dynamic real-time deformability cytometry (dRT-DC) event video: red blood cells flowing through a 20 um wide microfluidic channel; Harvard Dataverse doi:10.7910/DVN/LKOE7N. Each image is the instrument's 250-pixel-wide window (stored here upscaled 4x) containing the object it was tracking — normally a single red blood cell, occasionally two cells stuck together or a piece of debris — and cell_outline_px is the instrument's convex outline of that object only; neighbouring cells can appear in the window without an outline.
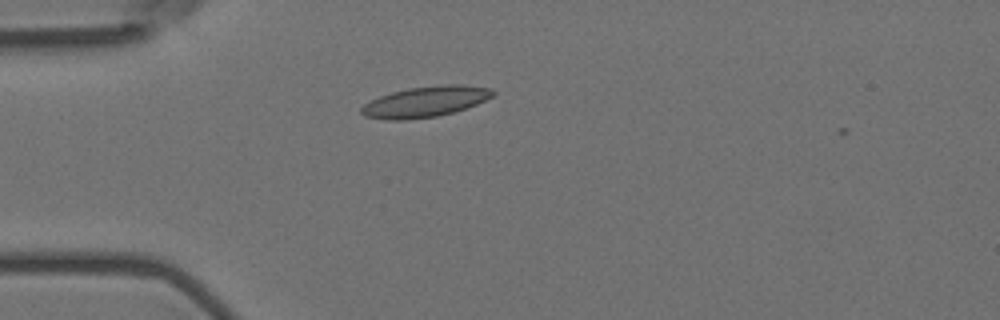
{"species": "Egyptian fruit bat (a non-hibernating species)", "species_latin": "Rousettus aegyptiacus", "temperature_condition": "room temperature", "stored_images_in_passage": 6, "camera_frame_rate_fps": 3000, "um_per_image_px": 0.085, "animal": {"sex": "female"}, "frame": {"image": 1, "passage_image": 5, "time_ms": 1.333, "image_size_px": [1000, 320], "cell_outline_px": [[496, 92], [492, 96], [476, 104], [452, 112], [436, 116], [408, 120], [388, 120], [364, 116], [360, 112], [360, 108], [364, 104], [380, 96], [392, 92], [408, 88], [448, 84], [464, 84], [488, 88]], "centroid_in_image_um": [36.12, 8.64], "position_along_channel_um": 48.9, "area_um2": 23.29}}